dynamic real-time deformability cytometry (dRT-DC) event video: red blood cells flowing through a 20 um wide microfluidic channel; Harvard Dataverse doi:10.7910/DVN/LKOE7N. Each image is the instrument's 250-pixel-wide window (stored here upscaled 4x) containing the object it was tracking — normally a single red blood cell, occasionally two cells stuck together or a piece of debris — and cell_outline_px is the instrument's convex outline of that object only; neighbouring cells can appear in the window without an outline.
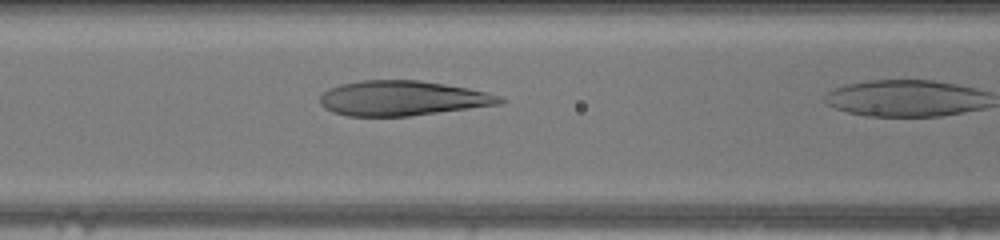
{"species": "human", "species_latin": "Homo sapiens", "temperature_condition": "warm", "stored_images_in_passage": 11, "camera_frame_rate_fps": 3000, "um_per_image_px": 0.085, "donor": {"sex": "female"}, "frame": {"image": 1, "passage_image": 10, "time_ms": 3.0, "image_size_px": [1000, 240], "cell_outline_px": [[504, 100], [500, 104], [408, 116], [348, 116], [332, 112], [324, 108], [320, 104], [320, 96], [328, 88], [340, 84], [360, 80], [420, 80], [468, 88], [500, 96]], "centroid_in_image_um": [34.14, 8.34], "position_along_channel_um": 132.5, "area_um2": 36.41}}